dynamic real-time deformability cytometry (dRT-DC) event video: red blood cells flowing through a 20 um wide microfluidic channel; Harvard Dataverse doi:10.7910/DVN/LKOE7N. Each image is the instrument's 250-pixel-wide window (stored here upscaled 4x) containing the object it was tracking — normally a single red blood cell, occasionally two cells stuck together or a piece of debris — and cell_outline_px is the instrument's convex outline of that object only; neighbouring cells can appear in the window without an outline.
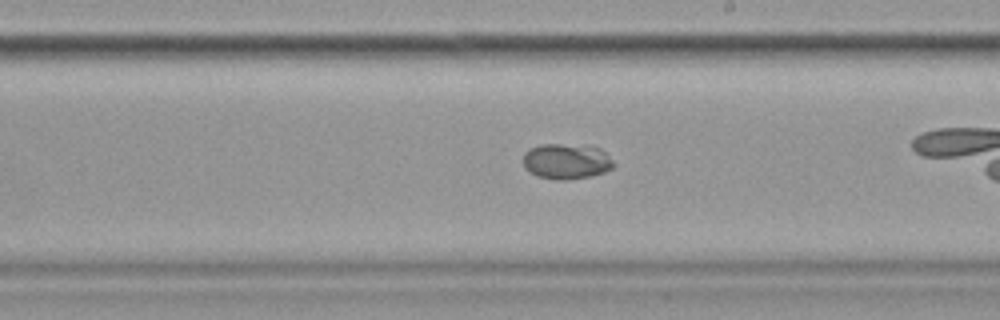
{"species": "common noctule bat (a hibernating species)", "species_latin": "Nyctalus noctula", "temperature_condition": "cold", "stored_images_in_passage": 32, "camera_frame_rate_fps": 3000, "um_per_image_px": 0.085, "animal": {"sex": "female", "body_mass_g": 19.9}, "frame": {"image": 1, "passage_image": 19, "time_ms": 6.0, "image_size_px": [1000, 320], "cell_outline_px": [[616, 164], [612, 168], [604, 172], [592, 176], [568, 180], [556, 180], [536, 176], [524, 168], [524, 152], [528, 148], [540, 144], [588, 144], [600, 148]], "centroid_in_image_um": [48.15, 13.7], "position_along_channel_um": 240.9, "area_um2": 19.19}}